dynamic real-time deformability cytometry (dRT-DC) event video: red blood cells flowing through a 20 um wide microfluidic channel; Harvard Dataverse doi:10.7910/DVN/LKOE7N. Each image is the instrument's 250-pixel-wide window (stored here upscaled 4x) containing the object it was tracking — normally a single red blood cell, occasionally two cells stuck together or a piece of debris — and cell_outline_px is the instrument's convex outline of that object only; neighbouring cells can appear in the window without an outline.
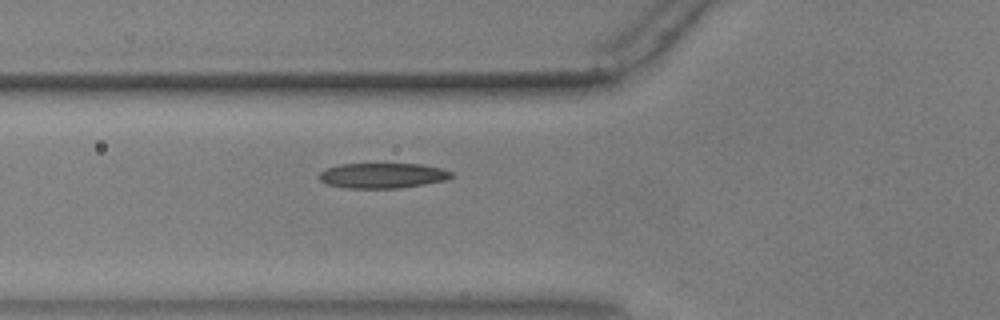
{"species": "common noctule bat (a hibernating species)", "species_latin": "Nyctalus noctula", "temperature_condition": "warm", "stored_images_in_passage": 56, "camera_frame_rate_fps": 3000, "um_per_image_px": 0.085, "animal": {"sex": "male", "body_mass_g": 17.9, "forearm_length_mm": 54.2}, "frame": {"image": 1, "passage_image": 21, "time_ms": 6.667, "image_size_px": [1000, 320], "cell_outline_px": [[456, 176], [444, 180], [424, 184], [400, 188], [344, 188], [324, 184], [316, 176], [324, 168], [340, 164], [420, 164], [444, 168], [452, 172]], "centroid_in_image_um": [32.48, 14.92], "position_along_channel_um": 93.3, "area_um2": 19.77}}
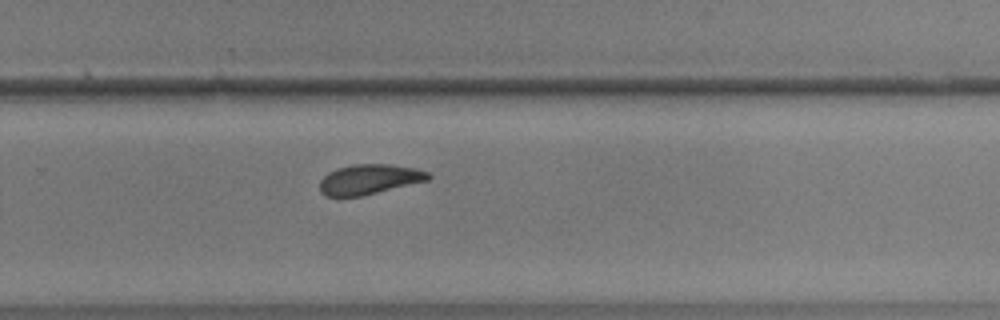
{"frame": {"image": 2, "passage_image": 38, "time_ms": 12.333, "image_size_px": [1000, 320], "cell_outline_px": [[432, 176], [428, 180], [360, 196], [324, 196], [320, 192], [320, 180], [328, 172], [336, 168], [352, 164], [392, 164], [416, 168], [428, 172]], "centroid_in_image_um": [31.37, 15.22], "position_along_channel_um": 298.4, "area_um2": 18.96}}
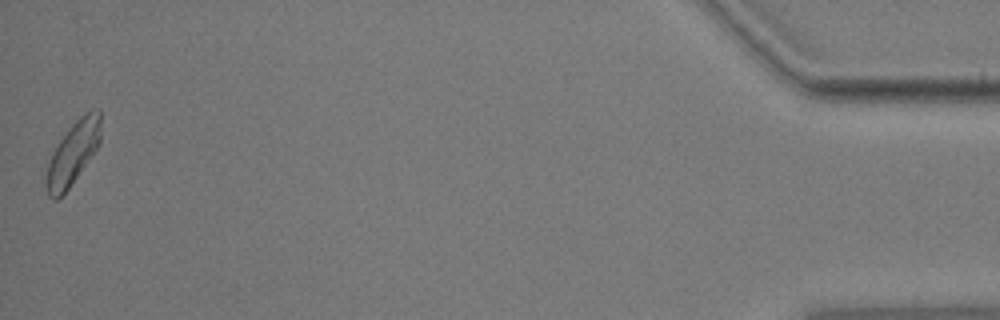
{"frame": {"image": 3, "passage_image": 56, "time_ms": 18.333, "image_size_px": [1000, 320], "cell_outline_px": [[100, 140], [96, 148], [68, 188], [56, 200], [52, 200], [48, 196], [48, 164], [60, 140], [68, 128], [84, 112], [92, 108], [100, 108]], "centroid_in_image_um": [6.24, 12.93], "position_along_channel_um": 429.0, "area_um2": 19.07}, "authors_computed_cell_mechanics": {"area_um2": 19.1896, "velocity_mm_per_s": 3.6259, "shape_relaxation_time_tau1_ms": 5.778, "shape_relaxation_time_tau2_ms": 3.0266, "deformation_change_tau1": 0.1593, "deformation_change_tau2": 0.0823}}